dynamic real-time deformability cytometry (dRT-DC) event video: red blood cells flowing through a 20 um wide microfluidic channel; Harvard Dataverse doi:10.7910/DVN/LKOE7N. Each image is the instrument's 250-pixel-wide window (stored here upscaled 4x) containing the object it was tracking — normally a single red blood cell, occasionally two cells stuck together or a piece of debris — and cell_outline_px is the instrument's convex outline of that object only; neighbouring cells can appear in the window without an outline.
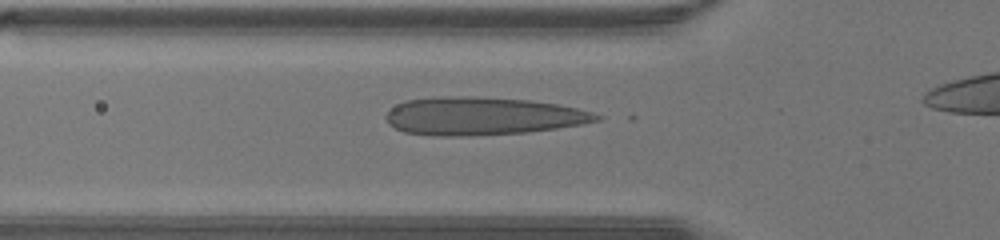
{"species": "human", "species_latin": "Homo sapiens", "temperature_condition": "warm", "stored_images_in_passage": 25, "camera_frame_rate_fps": 3000, "um_per_image_px": 0.085, "donor": {"sex": "male"}, "frame": {"image": 1, "passage_image": 5, "time_ms": 1.333, "image_size_px": [1000, 240], "cell_outline_px": [[604, 116], [600, 120], [580, 124], [556, 128], [524, 132], [468, 136], [432, 136], [404, 132], [388, 124], [384, 116], [396, 104], [404, 100], [440, 96], [476, 96], [528, 100], [556, 104], [576, 108], [592, 112]], "centroid_in_image_um": [40.95, 9.86], "position_along_channel_um": 84.8, "area_um2": 46.64}}
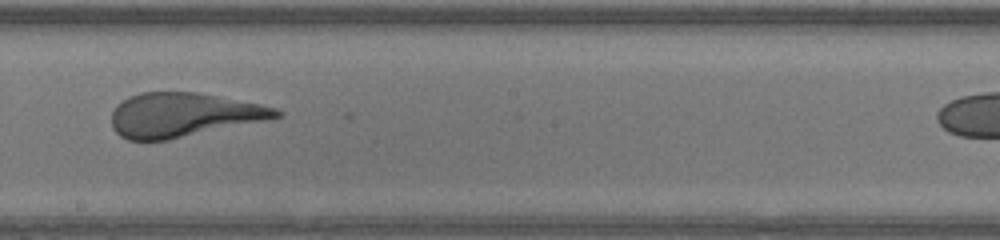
{"frame": {"image": 2, "passage_image": 14, "time_ms": 4.333, "image_size_px": [1000, 240], "cell_outline_px": [[284, 112], [280, 116], [272, 120], [168, 140], [128, 140], [120, 136], [112, 128], [112, 112], [128, 96], [140, 92], [196, 92], [260, 104], [276, 108]], "centroid_in_image_um": [15.63, 9.78], "position_along_channel_um": 232.6, "area_um2": 42.54}}
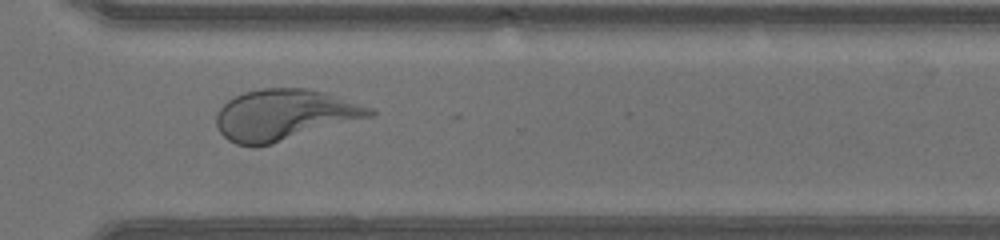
{"frame": {"image": 3, "passage_image": 21, "time_ms": 6.667, "image_size_px": [1000, 240], "cell_outline_px": [[376, 112], [372, 116], [272, 144], [256, 148], [252, 148], [236, 144], [228, 140], [220, 132], [216, 124], [216, 112], [228, 100], [244, 92], [260, 88], [304, 88], [328, 92], [372, 108]], "centroid_in_image_um": [24.15, 9.77], "position_along_channel_um": 346.5, "area_um2": 45.78}}